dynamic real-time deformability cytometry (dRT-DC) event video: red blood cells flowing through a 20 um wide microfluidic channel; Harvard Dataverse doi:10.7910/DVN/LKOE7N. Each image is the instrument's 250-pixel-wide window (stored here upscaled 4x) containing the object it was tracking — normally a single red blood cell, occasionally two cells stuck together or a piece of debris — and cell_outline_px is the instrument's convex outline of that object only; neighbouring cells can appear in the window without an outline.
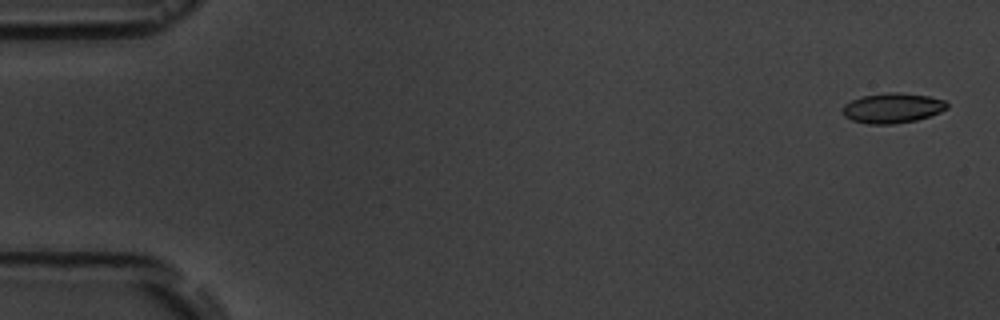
{"species": "common noctule bat (a hibernating species)", "species_latin": "Nyctalus noctula", "temperature_condition": "room temperature", "stored_images_in_passage": 5, "camera_frame_rate_fps": 3000, "um_per_image_px": 0.085, "animal": {"sex": "male", "body_mass_g": 19.5, "forearm_length_mm": 54.6}, "frame": {"image": 1, "passage_image": 1, "time_ms": 0.0, "image_size_px": [1000, 320], "cell_outline_px": [[948, 108], [940, 112], [916, 120], [892, 124], [868, 124], [852, 120], [844, 116], [844, 104], [860, 96], [888, 92], [900, 92], [928, 96], [944, 100], [948, 104]], "centroid_in_image_um": [75.86, 9.17], "position_along_channel_um": 9.1, "area_um2": 18.21}}
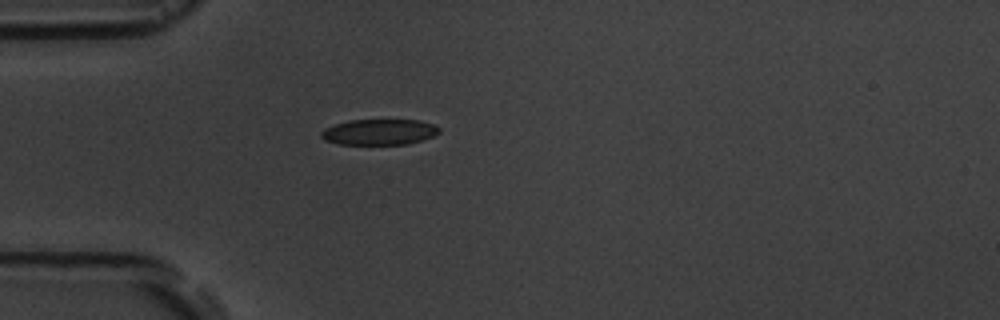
{"frame": {"image": 2, "passage_image": 5, "time_ms": 4.667, "image_size_px": [1000, 320], "cell_outline_px": [[440, 132], [432, 136], [408, 144], [340, 144], [324, 140], [320, 136], [320, 132], [324, 128], [332, 124], [348, 120], [420, 120], [432, 124], [440, 128]], "centroid_in_image_um": [32.18, 11.21], "position_along_channel_um": 52.8, "area_um2": 17.74}}